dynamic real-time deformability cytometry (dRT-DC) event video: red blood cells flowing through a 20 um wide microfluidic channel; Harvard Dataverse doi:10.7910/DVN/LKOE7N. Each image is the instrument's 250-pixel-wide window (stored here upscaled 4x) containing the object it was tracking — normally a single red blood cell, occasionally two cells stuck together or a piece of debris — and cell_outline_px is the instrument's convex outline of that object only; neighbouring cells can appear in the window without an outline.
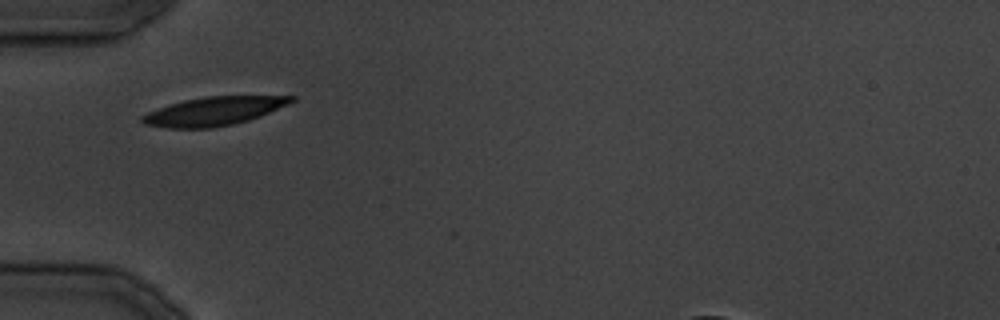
{"species": "common noctule bat (a hibernating species)", "species_latin": "Nyctalus noctula", "temperature_condition": "cold", "stored_images_in_passage": 25, "camera_frame_rate_fps": 3000, "um_per_image_px": 0.085, "animal": {"sex": "male", "body_mass_g": 19.5, "forearm_length_mm": 54.6}, "frame": {"image": 1, "passage_image": 1, "time_ms": 0.0, "image_size_px": [1000, 320], "cell_outline_px": [[296, 100], [288, 104], [260, 116], [248, 120], [232, 124], [212, 128], [168, 128], [144, 124], [140, 120], [140, 116], [148, 112], [168, 104], [184, 100], [204, 96], [296, 96]], "centroid_in_image_um": [18.14, 9.45], "position_along_channel_um": 66.9, "area_um2": 24.8}}
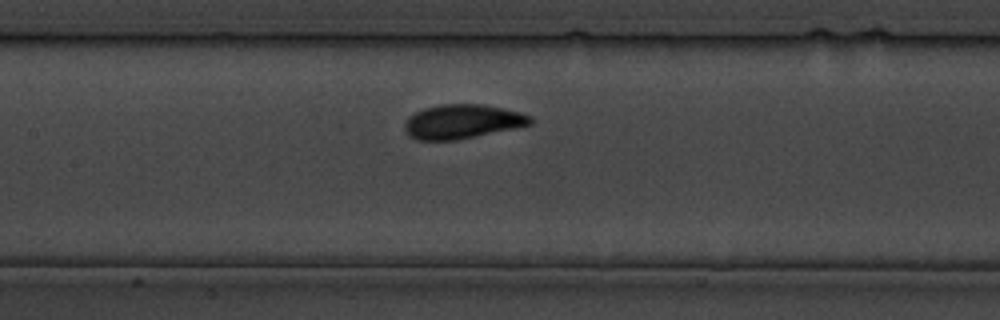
{"frame": {"image": 2, "passage_image": 7, "time_ms": 6.667, "image_size_px": [1000, 320], "cell_outline_px": [[532, 124], [516, 128], [456, 140], [416, 140], [408, 136], [404, 128], [404, 124], [408, 116], [424, 108], [444, 104], [480, 104], [520, 112], [532, 116]], "centroid_in_image_um": [39.27, 10.34], "position_along_channel_um": 168.1, "area_um2": 25.03}}
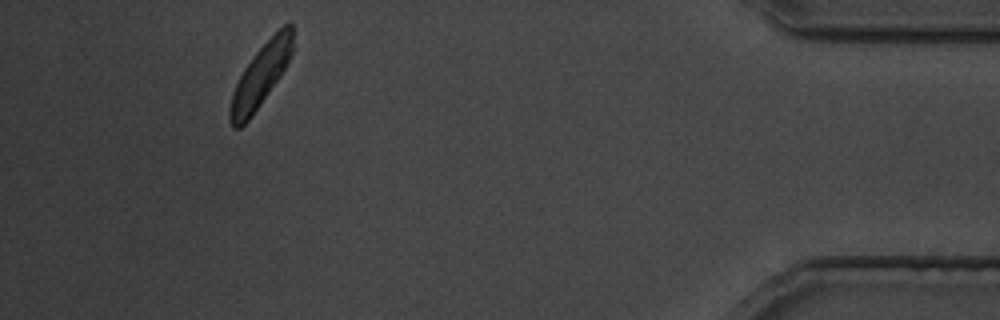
{"frame": {"image": 3, "passage_image": 22, "time_ms": 26.0, "image_size_px": [1000, 320], "cell_outline_px": [[296, 48], [280, 76], [252, 116], [240, 128], [232, 128], [228, 120], [228, 108], [232, 92], [244, 68], [256, 52], [284, 24], [292, 24]], "centroid_in_image_um": [22.16, 6.44], "position_along_channel_um": 413.0, "area_um2": 23.0}}